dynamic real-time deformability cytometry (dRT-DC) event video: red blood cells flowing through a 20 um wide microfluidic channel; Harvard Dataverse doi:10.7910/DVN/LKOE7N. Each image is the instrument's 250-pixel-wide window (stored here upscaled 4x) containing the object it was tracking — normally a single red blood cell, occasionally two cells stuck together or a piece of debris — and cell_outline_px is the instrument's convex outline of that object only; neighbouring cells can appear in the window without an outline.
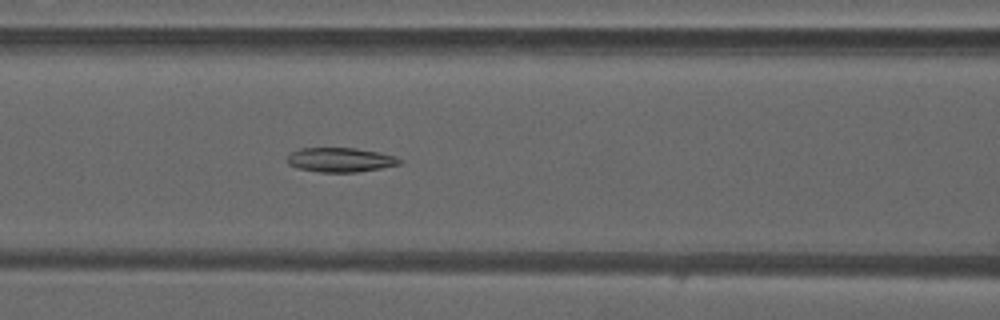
{"species": "common noctule bat (a hibernating species)", "species_latin": "Nyctalus noctula", "temperature_condition": "warm", "stored_images_in_passage": 43, "camera_frame_rate_fps": 3000, "um_per_image_px": 0.085, "animal": {"sex": "male", "forearm_length_mm": 52.5}, "frame": {"image": 1, "passage_image": 15, "time_ms": 4.667, "image_size_px": [1000, 320], "cell_outline_px": [[404, 160], [400, 164], [380, 168], [356, 172], [320, 172], [296, 168], [288, 164], [288, 156], [292, 152], [300, 148], [356, 148], [380, 152]], "centroid_in_image_um": [28.92, 13.58], "position_along_channel_um": 137.7, "area_um2": 15.9}}
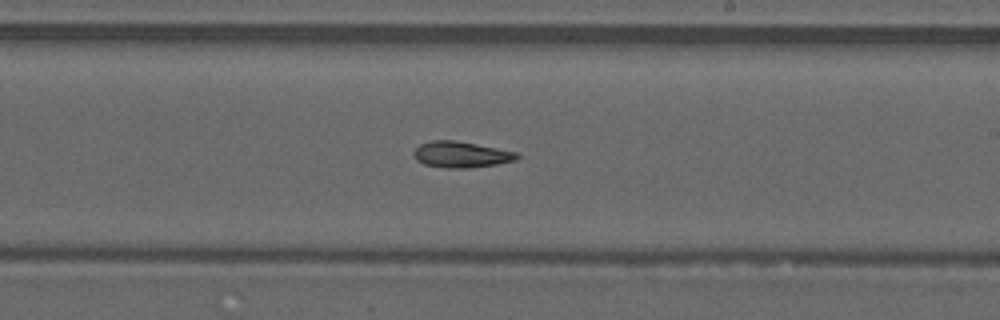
{"frame": {"image": 2, "passage_image": 23, "time_ms": 7.333, "image_size_px": [1000, 320], "cell_outline_px": [[520, 156], [516, 160], [496, 164], [468, 168], [444, 168], [424, 164], [416, 160], [412, 152], [420, 144], [432, 140], [456, 140], [520, 152]], "centroid_in_image_um": [39.21, 13.13], "position_along_channel_um": 249.8, "area_um2": 15.9}}
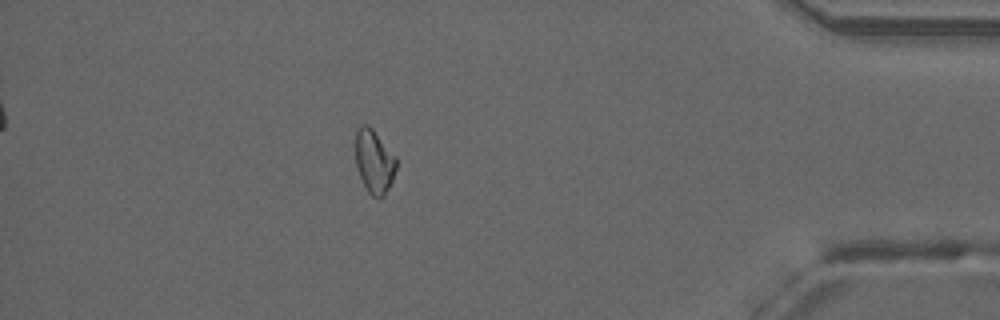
{"frame": {"image": 3, "passage_image": 37, "time_ms": 12.0, "image_size_px": [1000, 320], "cell_outline_px": [[396, 168], [392, 180], [384, 196], [380, 200], [372, 196], [368, 192], [356, 168], [356, 128], [360, 124], [368, 124], [372, 128], [396, 156]], "centroid_in_image_um": [31.8, 13.71], "position_along_channel_um": 403.4, "area_um2": 15.2}, "authors_computed_cell_mechanics": {"area_um2": 15.895, "velocity_mm_per_s": 4.2161, "shape_relaxation_time_tau1_ms": null, "shape_relaxation_time_tau2_ms": 8.2263, "deformation_change_tau1": null, "deformation_change_tau2": 0.1581}}